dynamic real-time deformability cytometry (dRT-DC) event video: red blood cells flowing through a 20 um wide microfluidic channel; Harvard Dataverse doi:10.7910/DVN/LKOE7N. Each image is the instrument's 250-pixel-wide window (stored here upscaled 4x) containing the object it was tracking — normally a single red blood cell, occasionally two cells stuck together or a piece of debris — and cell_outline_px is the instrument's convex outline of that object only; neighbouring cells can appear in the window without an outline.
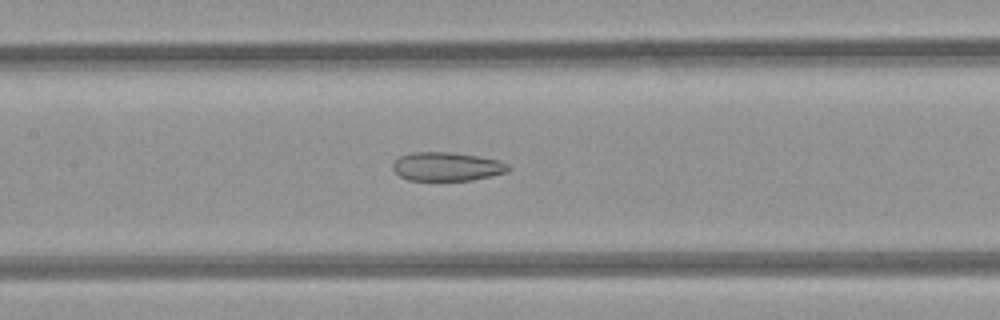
{"species": "common noctule bat (a hibernating species)", "species_latin": "Nyctalus noctula", "temperature_condition": "room temperature", "stored_images_in_passage": 45, "camera_frame_rate_fps": 3000, "um_per_image_px": 0.085, "animal": {"sex": "female", "body_mass_g": 21.9}, "frame": {"image": 1, "passage_image": 18, "time_ms": 5.667, "image_size_px": [1000, 320], "cell_outline_px": [[512, 168], [508, 172], [492, 176], [472, 180], [408, 180], [400, 176], [392, 168], [392, 164], [400, 156], [412, 152], [448, 152], [476, 156], [500, 160], [508, 164]], "centroid_in_image_um": [38.01, 14.16], "position_along_channel_um": 169.4, "area_um2": 19.36}}
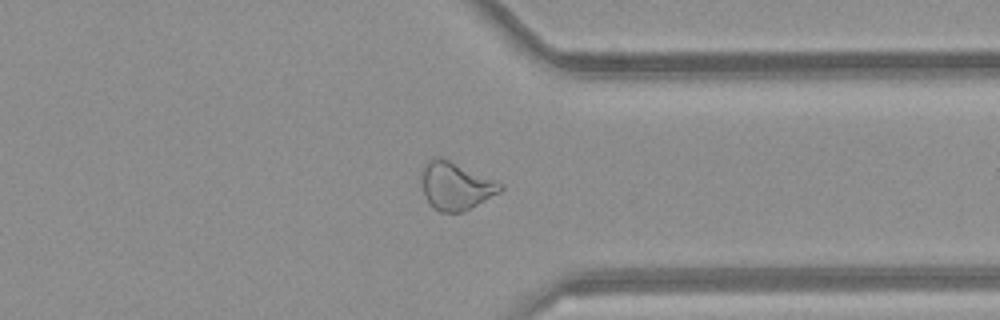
{"frame": {"image": 2, "passage_image": 33, "time_ms": 10.667, "image_size_px": [1000, 320], "cell_outline_px": [[504, 188], [500, 192], [460, 212], [440, 212], [424, 196], [420, 184], [420, 176], [424, 164], [432, 156], [440, 156], [504, 184]], "centroid_in_image_um": [38.68, 15.76], "position_along_channel_um": 372.7, "area_um2": 21.79}}
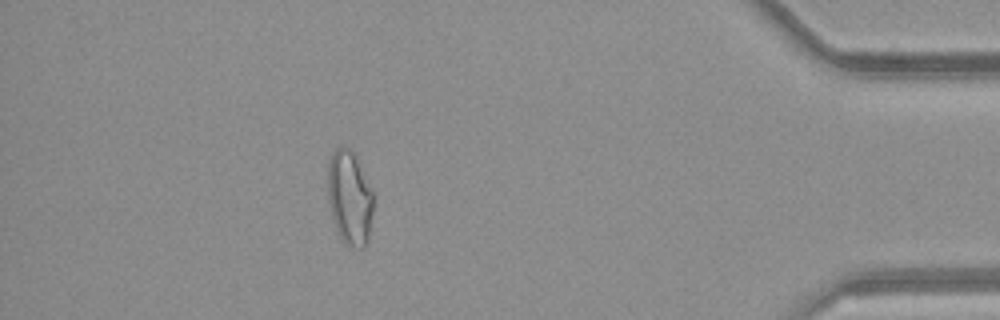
{"frame": {"image": 3, "passage_image": 39, "time_ms": 12.667, "image_size_px": [1000, 320], "cell_outline_px": [[372, 212], [368, 240], [364, 248], [352, 248], [344, 244], [336, 228], [332, 216], [328, 200], [328, 160], [332, 152], [336, 148], [348, 148], [356, 156], [372, 192]], "centroid_in_image_um": [29.7, 16.84], "position_along_channel_um": 405.5, "area_um2": 24.8}, "authors_computed_cell_mechanics": {"area_um2": 23.2934, "velocity_mm_per_s": 4.1334, "shape_relaxation_time_tau1_ms": null, "shape_relaxation_time_tau2_ms": 4.7581, "deformation_change_tau1": null, "deformation_change_tau2": 0.1413}}